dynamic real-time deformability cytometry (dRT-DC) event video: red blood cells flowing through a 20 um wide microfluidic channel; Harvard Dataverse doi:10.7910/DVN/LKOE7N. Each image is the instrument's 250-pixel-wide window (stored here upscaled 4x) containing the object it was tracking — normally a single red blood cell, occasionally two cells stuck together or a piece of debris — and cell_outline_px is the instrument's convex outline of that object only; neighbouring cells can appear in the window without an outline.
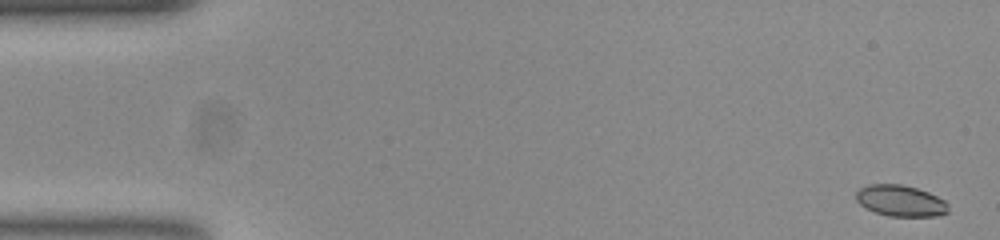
{"species": "common noctule bat (a hibernating species)", "species_latin": "Nyctalus noctula", "temperature_condition": "room temperature", "stored_images_in_passage": 55, "camera_frame_rate_fps": 3000, "um_per_image_px": 0.085, "animal": {"sex": "female", "body_mass_g": 23.0, "forearm_length_mm": 53.4}, "frame": {"image": 1, "passage_image": 1, "time_ms": 0.0, "image_size_px": [1000, 240], "cell_outline_px": [[948, 212], [936, 216], [888, 216], [876, 212], [860, 204], [856, 200], [856, 192], [860, 188], [868, 184], [900, 184], [916, 188], [928, 192], [944, 200], [948, 204]], "centroid_in_image_um": [76.54, 17.06], "position_along_channel_um": 8.5, "area_um2": 16.65}}
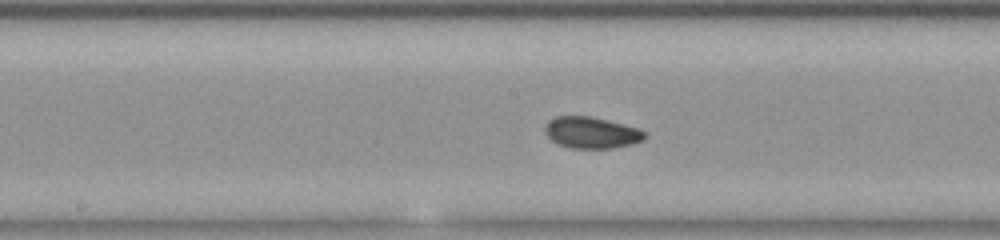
{"frame": {"image": 2, "passage_image": 27, "time_ms": 8.667, "image_size_px": [1000, 240], "cell_outline_px": [[648, 136], [644, 140], [632, 144], [612, 148], [572, 148], [560, 144], [552, 140], [544, 132], [544, 128], [548, 120], [556, 116], [588, 116], [640, 128], [648, 132]], "centroid_in_image_um": [50.32, 11.27], "position_along_channel_um": 197.9, "area_um2": 18.32}}
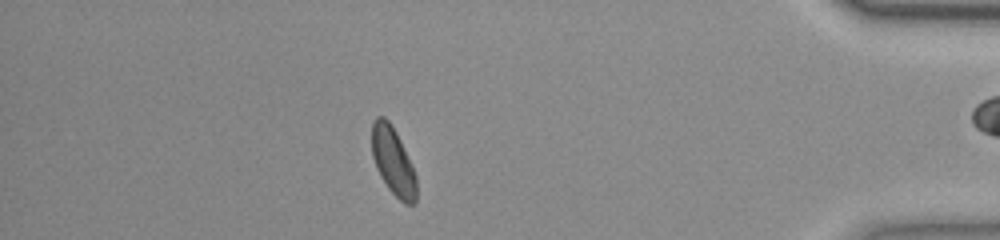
{"frame": {"image": 3, "passage_image": 47, "time_ms": 15.333, "image_size_px": [1000, 240], "cell_outline_px": [[416, 204], [404, 204], [388, 188], [380, 176], [376, 168], [372, 156], [372, 124], [376, 116], [384, 116], [388, 120], [396, 132], [400, 140], [416, 176]], "centroid_in_image_um": [33.4, 13.71], "position_along_channel_um": 401.8, "area_um2": 17.46}}